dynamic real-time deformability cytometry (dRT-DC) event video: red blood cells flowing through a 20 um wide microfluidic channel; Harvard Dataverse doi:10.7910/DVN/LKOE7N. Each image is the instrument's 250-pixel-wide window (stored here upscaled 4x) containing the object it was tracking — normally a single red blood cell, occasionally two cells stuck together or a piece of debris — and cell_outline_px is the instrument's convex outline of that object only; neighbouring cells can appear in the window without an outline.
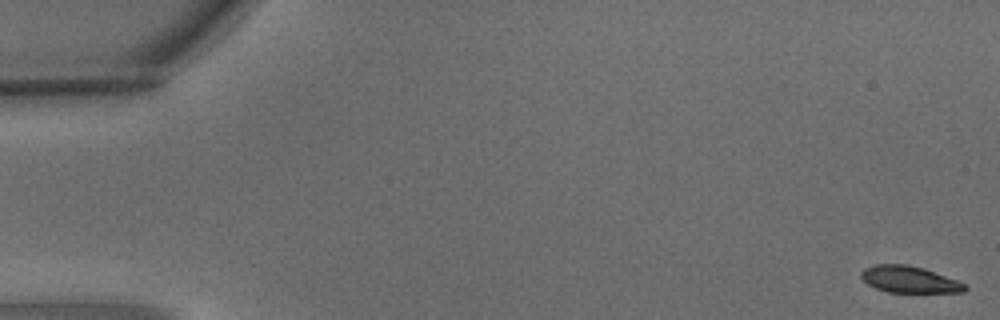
{"species": "common noctule bat (a hibernating species)", "species_latin": "Nyctalus noctula", "temperature_condition": "warm", "stored_images_in_passage": 5, "camera_frame_rate_fps": 3000, "um_per_image_px": 0.085, "animal": {"sex": "male", "body_mass_g": 15.6}, "frame": {"image": 1, "passage_image": 1, "time_ms": 0.0, "image_size_px": [1000, 320], "cell_outline_px": [[968, 288], [964, 292], [888, 292], [876, 288], [868, 284], [860, 276], [860, 272], [864, 268], [876, 264], [908, 264], [924, 268], [956, 280], [964, 284]], "centroid_in_image_um": [77.26, 23.74], "position_along_channel_um": 7.7, "area_um2": 16.01}}
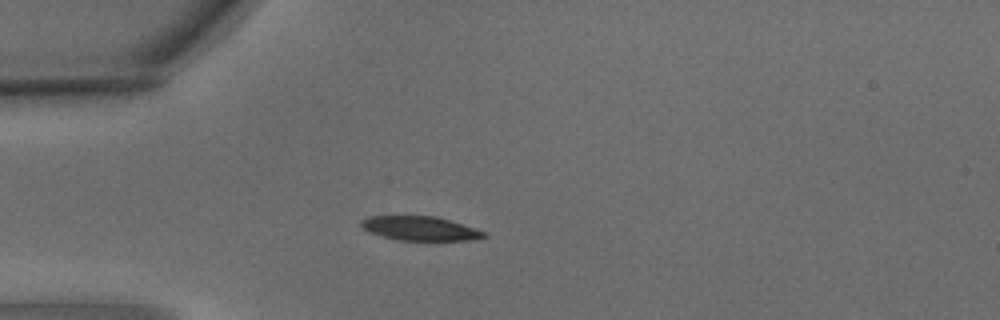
{"frame": {"image": 2, "passage_image": 5, "time_ms": 1.333, "image_size_px": [1000, 320], "cell_outline_px": [[488, 236], [472, 240], [396, 240], [380, 236], [368, 232], [360, 224], [360, 220], [368, 216], [436, 216], [484, 232]], "centroid_in_image_um": [35.62, 19.42], "position_along_channel_um": 49.4, "area_um2": 17.11}}